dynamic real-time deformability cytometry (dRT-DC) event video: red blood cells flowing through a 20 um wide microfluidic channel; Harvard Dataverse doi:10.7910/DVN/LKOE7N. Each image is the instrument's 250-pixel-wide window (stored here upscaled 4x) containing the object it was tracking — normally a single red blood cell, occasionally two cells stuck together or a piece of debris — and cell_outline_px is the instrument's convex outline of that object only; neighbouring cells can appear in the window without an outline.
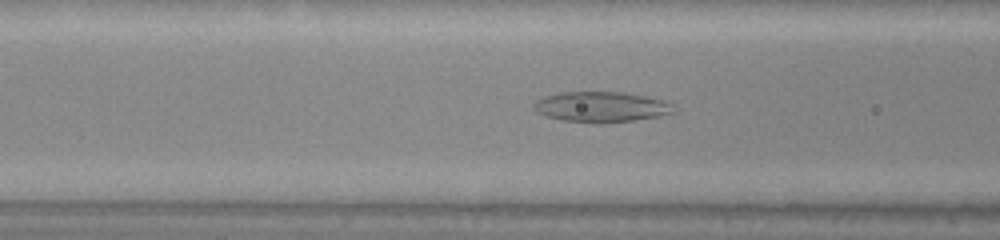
{"species": "common noctule bat (a hibernating species)", "species_latin": "Nyctalus noctula", "temperature_condition": "warm", "stored_images_in_passage": 24, "camera_frame_rate_fps": 3000, "um_per_image_px": 0.085, "animal": {"sex": "male", "body_mass_g": 20.0, "forearm_length_mm": 53.3}, "frame": {"image": 1, "passage_image": 12, "time_ms": 3.667, "image_size_px": [1000, 240], "cell_outline_px": [[676, 112], [660, 116], [604, 124], [596, 124], [564, 120], [544, 116], [536, 112], [532, 108], [532, 104], [536, 100], [544, 96], [560, 92], [624, 92], [644, 96], [660, 100], [672, 104]], "centroid_in_image_um": [51.05, 9.1], "position_along_channel_um": 115.6, "area_um2": 25.03}}
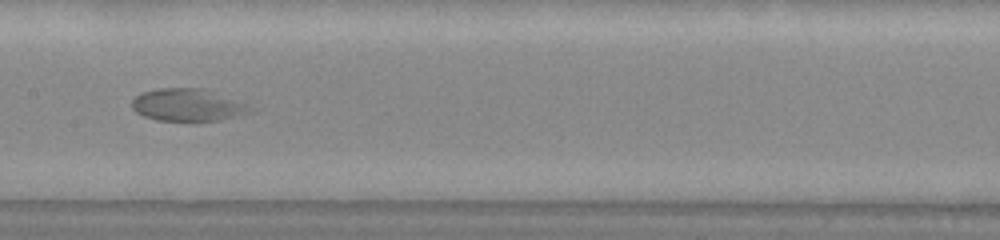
{"frame": {"image": 2, "passage_image": 18, "time_ms": 5.667, "image_size_px": [1000, 240], "cell_outline_px": [[260, 108], [256, 112], [220, 120], [156, 120], [144, 116], [136, 112], [132, 108], [132, 100], [140, 92], [160, 88], [208, 88]], "centroid_in_image_um": [16.09, 8.9], "position_along_channel_um": 191.3, "area_um2": 22.95}}
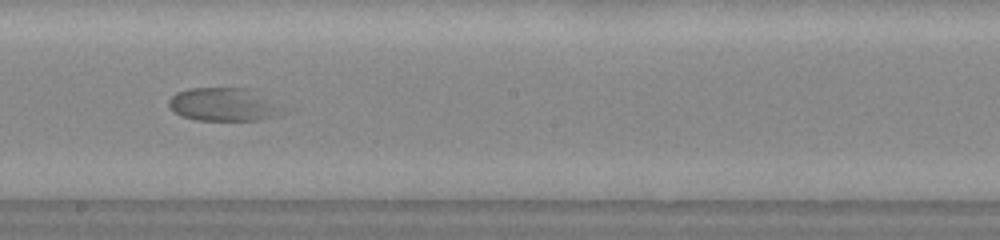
{"frame": {"image": 3, "passage_image": 21, "time_ms": 6.667, "image_size_px": [1000, 240], "cell_outline_px": [[288, 112], [276, 116], [260, 120], [196, 120], [180, 116], [168, 104], [168, 100], [176, 92], [188, 88], [256, 88]], "centroid_in_image_um": [19.07, 8.87], "position_along_channel_um": 229.1, "area_um2": 22.48}}